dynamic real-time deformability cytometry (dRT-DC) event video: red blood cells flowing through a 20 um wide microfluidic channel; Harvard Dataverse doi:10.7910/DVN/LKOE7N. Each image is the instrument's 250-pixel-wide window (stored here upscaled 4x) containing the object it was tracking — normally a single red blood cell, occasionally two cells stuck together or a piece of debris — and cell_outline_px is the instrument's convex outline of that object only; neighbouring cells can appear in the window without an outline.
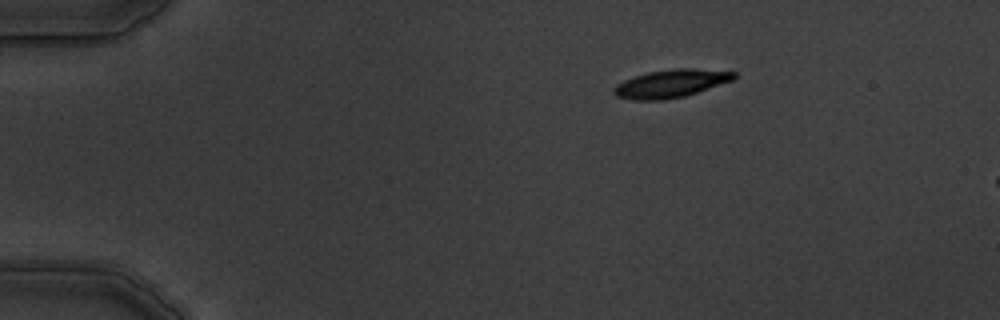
{"species": "common noctule bat (a hibernating species)", "species_latin": "Nyctalus noctula", "temperature_condition": "warm", "stored_images_in_passage": 4, "camera_frame_rate_fps": 3000, "um_per_image_px": 0.085, "animal": {"sex": "male", "body_mass_g": 19.5, "forearm_length_mm": 54.6}, "frame": {"image": 1, "passage_image": 1, "time_ms": 0.0, "image_size_px": [1000, 320], "cell_outline_px": [[736, 76], [732, 80], [684, 96], [664, 100], [632, 100], [616, 96], [612, 92], [612, 88], [616, 84], [624, 80], [648, 72], [676, 68], [692, 68], [736, 72]], "centroid_in_image_um": [56.97, 7.1], "position_along_channel_um": 28.0, "area_um2": 19.42}}